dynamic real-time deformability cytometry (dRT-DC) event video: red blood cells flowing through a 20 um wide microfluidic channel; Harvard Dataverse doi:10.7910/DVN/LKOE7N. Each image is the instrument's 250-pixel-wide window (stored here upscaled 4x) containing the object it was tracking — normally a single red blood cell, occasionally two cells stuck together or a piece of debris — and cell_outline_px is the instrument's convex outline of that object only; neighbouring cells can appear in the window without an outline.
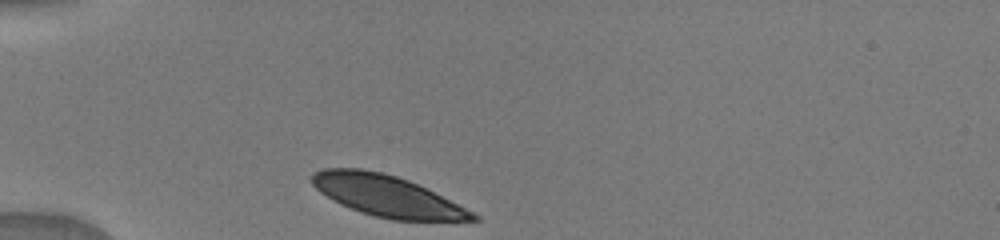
{"species": "human", "species_latin": "Homo sapiens", "temperature_condition": "warm", "stored_images_in_passage": 4, "camera_frame_rate_fps": 3000, "um_per_image_px": 0.085, "donor": {"sex": "male"}, "frame": {"image": 1, "passage_image": 1, "time_ms": 0.0, "image_size_px": [1000, 240], "cell_outline_px": [[480, 220], [392, 220], [372, 216], [360, 212], [340, 204], [332, 200], [320, 192], [308, 180], [316, 172], [324, 168], [360, 168], [380, 172], [396, 176], [408, 180], [480, 216]], "centroid_in_image_um": [32.8, 16.65], "position_along_channel_um": 52.2, "area_um2": 37.97}}
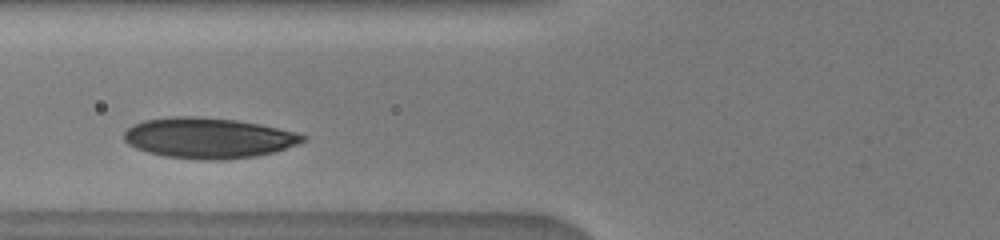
{"frame": {"image": 2, "passage_image": 3, "time_ms": 2.0, "image_size_px": [1000, 240], "cell_outline_px": [[308, 136], [304, 140], [296, 144], [276, 152], [256, 156], [220, 160], [204, 160], [164, 156], [148, 152], [136, 148], [128, 144], [124, 140], [124, 132], [132, 124], [144, 120], [172, 116], [196, 116], [236, 120], [260, 124], [296, 132]], "centroid_in_image_um": [17.7, 11.72], "position_along_channel_um": 108.1, "area_um2": 42.31}}